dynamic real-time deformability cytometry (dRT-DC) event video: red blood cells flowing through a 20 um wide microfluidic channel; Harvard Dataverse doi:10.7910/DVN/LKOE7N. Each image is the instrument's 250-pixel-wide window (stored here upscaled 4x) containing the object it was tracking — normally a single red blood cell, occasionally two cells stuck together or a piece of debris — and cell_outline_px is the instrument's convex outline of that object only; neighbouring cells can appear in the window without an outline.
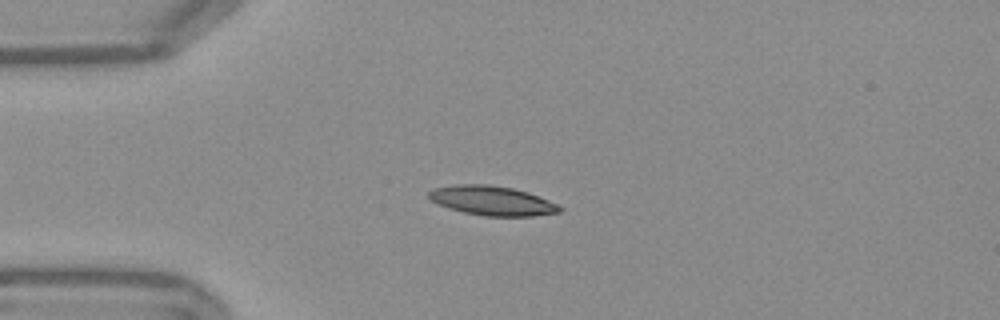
{"species": "Egyptian fruit bat (a non-hibernating species)", "species_latin": "Rousettus aegyptiacus", "temperature_condition": "warm", "stored_images_in_passage": 53, "camera_frame_rate_fps": 3000, "um_per_image_px": 0.085, "frame": {"image": 1, "passage_image": 13, "time_ms": 4.0, "image_size_px": [1000, 320], "cell_outline_px": [[564, 208], [560, 212], [532, 216], [484, 216], [464, 212], [448, 208], [432, 200], [428, 196], [428, 192], [436, 188], [456, 184], [488, 184], [512, 188], [528, 192], [548, 200]], "centroid_in_image_um": [41.85, 17.06], "position_along_channel_um": 43.2, "area_um2": 22.25}}
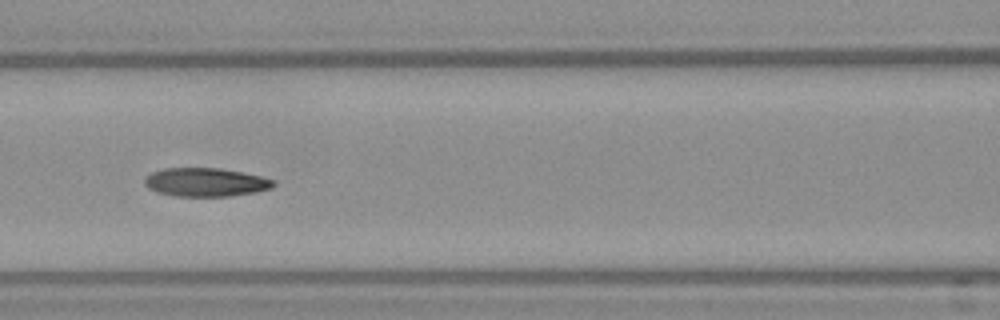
{"frame": {"image": 2, "passage_image": 23, "time_ms": 7.333, "image_size_px": [1000, 320], "cell_outline_px": [[276, 184], [272, 188], [256, 192], [228, 196], [176, 196], [156, 192], [148, 188], [144, 184], [144, 180], [152, 172], [164, 168], [220, 168], [260, 176], [276, 180]], "centroid_in_image_um": [17.49, 15.49], "position_along_channel_um": 149.1, "area_um2": 21.44}}
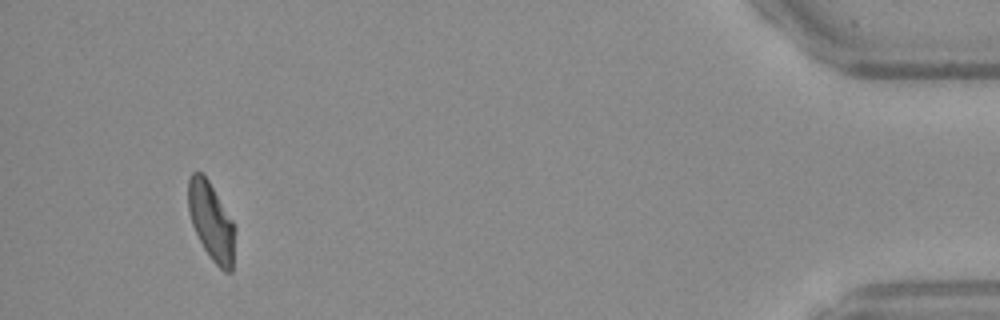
{"frame": {"image": 3, "passage_image": 50, "time_ms": 16.333, "image_size_px": [1000, 320], "cell_outline_px": [[236, 228], [232, 272], [224, 272], [212, 260], [204, 248], [192, 224], [188, 212], [188, 180], [192, 172], [200, 172], [208, 180], [232, 220]], "centroid_in_image_um": [17.97, 18.84], "position_along_channel_um": 417.2, "area_um2": 21.1}, "authors_computed_cell_mechanics": {"area_um2": 21.5594, "velocity_mm_per_s": 3.785, "shape_relaxation_time_tau1_ms": 3.9334, "shape_relaxation_time_tau2_ms": 2.897, "deformation_change_tau1": 0.1785, "deformation_change_tau2": 0.0988}}